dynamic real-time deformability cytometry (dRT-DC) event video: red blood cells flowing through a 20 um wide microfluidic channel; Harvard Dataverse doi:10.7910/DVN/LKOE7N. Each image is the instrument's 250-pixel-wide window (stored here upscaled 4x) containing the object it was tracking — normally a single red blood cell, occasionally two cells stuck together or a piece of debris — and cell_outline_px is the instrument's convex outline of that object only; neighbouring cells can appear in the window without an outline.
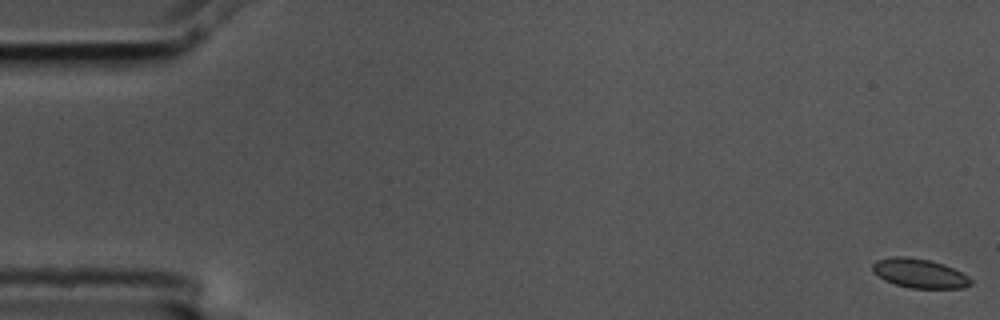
{"species": "common noctule bat (a hibernating species)", "species_latin": "Nyctalus noctula", "temperature_condition": "cold", "stored_images_in_passage": 6, "camera_frame_rate_fps": 3000, "um_per_image_px": 0.085, "animal": {"sex": "male", "body_mass_g": 17.5, "forearm_length_mm": 52.3}, "frame": {"image": 1, "passage_image": 1, "time_ms": 0.0, "image_size_px": [1000, 320], "cell_outline_px": [[972, 284], [964, 288], [912, 288], [896, 284], [884, 280], [872, 272], [872, 264], [876, 260], [892, 256], [904, 256], [928, 260], [944, 264], [968, 276], [972, 280]], "centroid_in_image_um": [78.13, 23.23], "position_along_channel_um": 6.9, "area_um2": 16.7}}
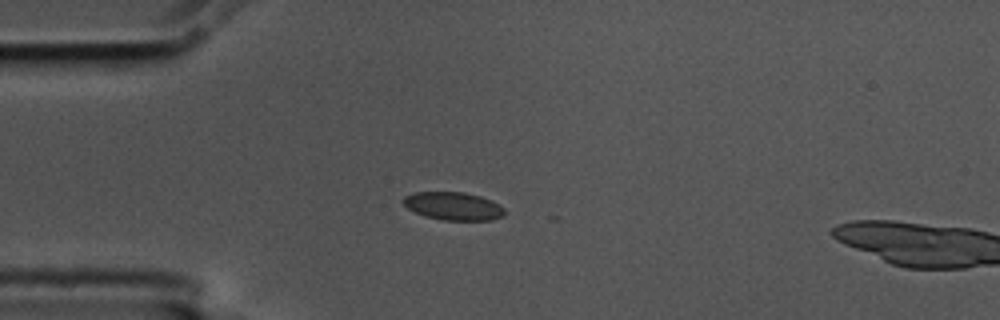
{"frame": {"image": 2, "passage_image": 5, "time_ms": 1.333, "image_size_px": [1000, 320], "cell_outline_px": [[504, 216], [492, 220], [444, 220], [424, 216], [408, 208], [404, 204], [404, 196], [412, 192], [464, 192], [480, 196], [492, 200], [500, 204], [504, 208]], "centroid_in_image_um": [38.56, 17.51], "position_along_channel_um": 46.4, "area_um2": 16.59}}